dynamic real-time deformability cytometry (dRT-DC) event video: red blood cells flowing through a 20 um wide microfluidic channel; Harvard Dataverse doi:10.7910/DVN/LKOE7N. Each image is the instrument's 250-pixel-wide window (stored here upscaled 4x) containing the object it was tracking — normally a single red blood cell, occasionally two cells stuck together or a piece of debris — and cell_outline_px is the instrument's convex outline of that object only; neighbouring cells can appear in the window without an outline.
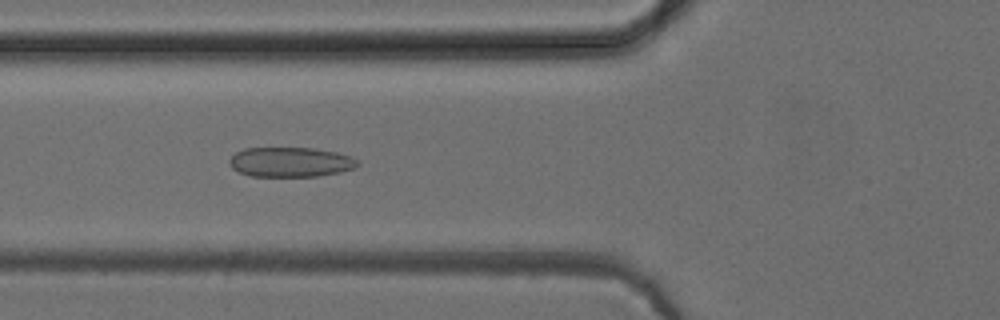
{"species": "common noctule bat (a hibernating species)", "species_latin": "Nyctalus noctula", "temperature_condition": "cold", "stored_images_in_passage": 31, "camera_frame_rate_fps": 3000, "um_per_image_px": 0.085, "animal": {"sex": "female", "body_mass_g": 24.6, "forearm_length_mm": 56.2}, "frame": {"image": 1, "passage_image": 19, "time_ms": 6.0, "image_size_px": [1000, 320], "cell_outline_px": [[360, 164], [356, 168], [340, 172], [316, 176], [252, 176], [240, 172], [232, 168], [228, 164], [228, 160], [236, 152], [244, 148], [316, 148], [336, 152], [352, 156]], "centroid_in_image_um": [24.7, 13.77], "position_along_channel_um": 101.1, "area_um2": 22.31}}
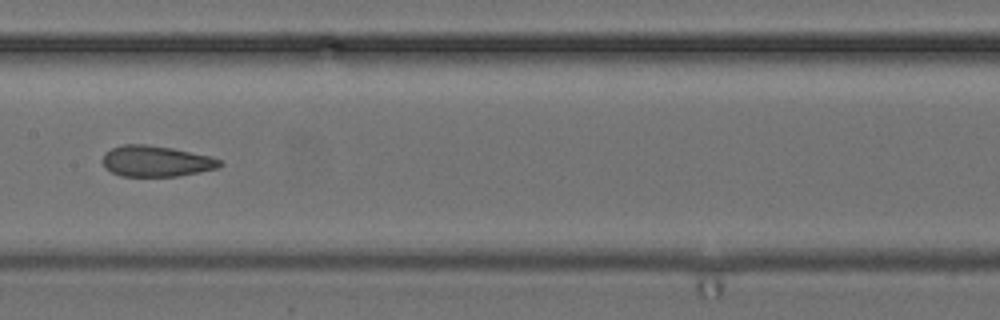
{"frame": {"image": 2, "passage_image": 26, "time_ms": 8.333, "image_size_px": [1000, 320], "cell_outline_px": [[224, 164], [216, 168], [200, 172], [176, 176], [120, 176], [104, 168], [104, 152], [112, 148], [124, 144], [144, 144], [172, 148], [212, 156], [220, 160]], "centroid_in_image_um": [13.28, 13.7], "position_along_channel_um": 194.1, "area_um2": 21.1}}
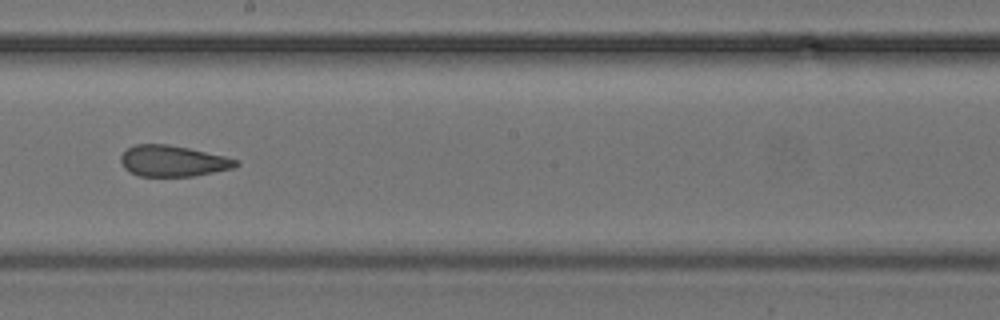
{"frame": {"image": 3, "passage_image": 29, "time_ms": 9.333, "image_size_px": [1000, 320], "cell_outline_px": [[240, 164], [232, 168], [192, 176], [140, 176], [124, 168], [120, 160], [120, 156], [128, 148], [136, 144], [168, 144], [188, 148], [224, 156], [240, 160]], "centroid_in_image_um": [14.69, 13.68], "position_along_channel_um": 233.5, "area_um2": 20.63}}